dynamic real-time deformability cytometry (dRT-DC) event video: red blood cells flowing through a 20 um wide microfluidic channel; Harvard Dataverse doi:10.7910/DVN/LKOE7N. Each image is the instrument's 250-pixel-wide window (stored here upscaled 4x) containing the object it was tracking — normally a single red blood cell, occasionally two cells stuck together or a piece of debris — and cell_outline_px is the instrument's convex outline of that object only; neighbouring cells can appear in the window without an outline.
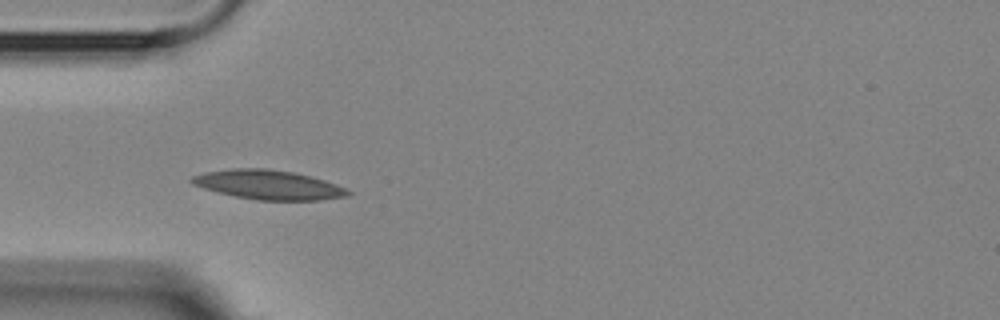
{"species": "Egyptian fruit bat (a non-hibernating species)", "species_latin": "Rousettus aegyptiacus", "temperature_condition": "room temperature", "stored_images_in_passage": 6, "camera_frame_rate_fps": 3000, "um_per_image_px": 0.085, "animal": {"sex": "female"}, "frame": {"image": 1, "passage_image": 3, "time_ms": 5.0, "image_size_px": [1000, 320], "cell_outline_px": [[352, 192], [348, 196], [320, 200], [256, 200], [216, 192], [192, 184], [188, 180], [192, 176], [204, 172], [232, 168], [268, 168], [292, 172], [312, 176], [336, 184]], "centroid_in_image_um": [22.79, 15.7], "position_along_channel_um": 62.2, "area_um2": 26.76}}
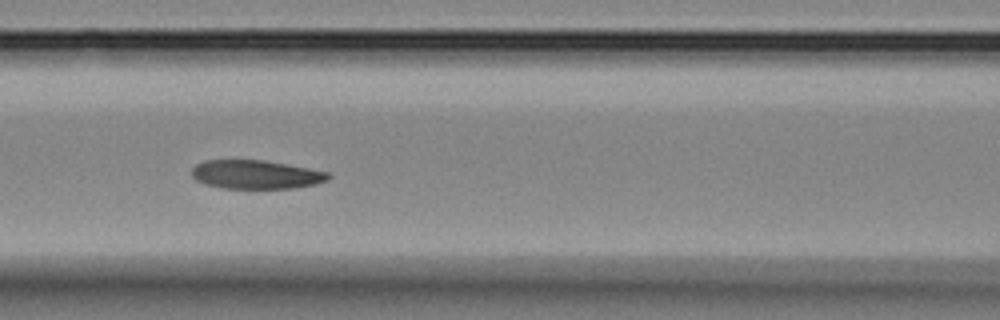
{"frame": {"image": 2, "passage_image": 5, "time_ms": 7.333, "image_size_px": [1000, 320], "cell_outline_px": [[332, 176], [328, 180], [316, 184], [292, 188], [220, 188], [204, 184], [196, 180], [192, 176], [192, 168], [196, 164], [204, 160], [264, 160], [308, 168], [328, 172]], "centroid_in_image_um": [21.74, 14.83], "position_along_channel_um": 144.9, "area_um2": 22.89}}
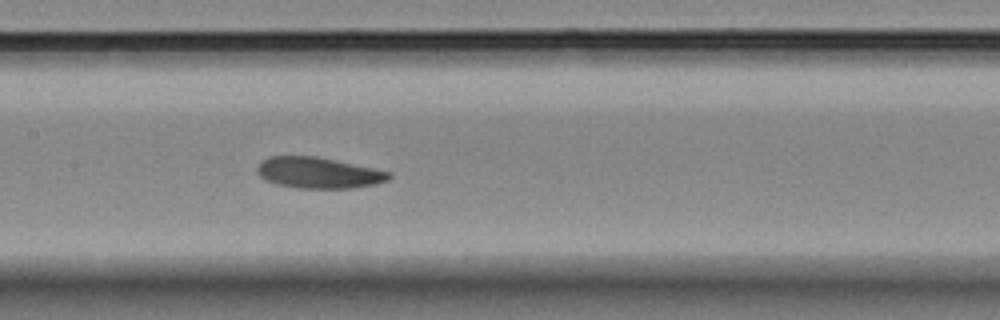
{"frame": {"image": 3, "passage_image": 6, "time_ms": 8.333, "image_size_px": [1000, 320], "cell_outline_px": [[392, 176], [388, 180], [372, 184], [352, 188], [296, 188], [276, 184], [260, 176], [256, 172], [256, 168], [260, 160], [268, 156], [316, 156], [392, 172]], "centroid_in_image_um": [27.03, 14.68], "position_along_channel_um": 180.4, "area_um2": 23.81}}